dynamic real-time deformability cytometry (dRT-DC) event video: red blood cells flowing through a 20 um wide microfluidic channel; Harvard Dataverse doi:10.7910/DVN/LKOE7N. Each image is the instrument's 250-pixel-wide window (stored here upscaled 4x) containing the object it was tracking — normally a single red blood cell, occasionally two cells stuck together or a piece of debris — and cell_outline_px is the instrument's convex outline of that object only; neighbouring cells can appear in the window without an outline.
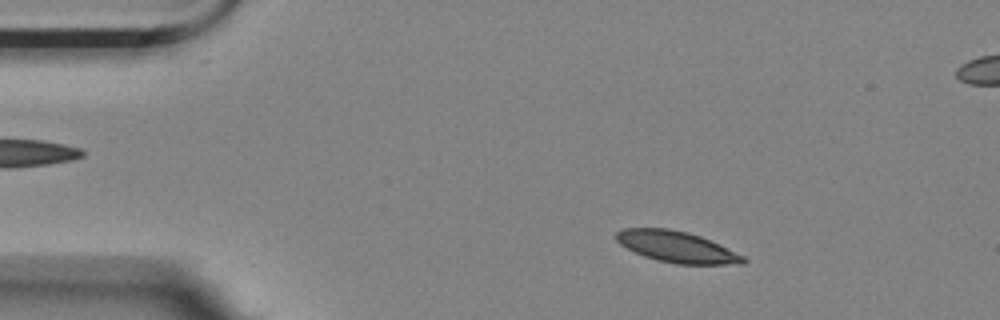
{"species": "Egyptian fruit bat (a non-hibernating species)", "species_latin": "Rousettus aegyptiacus", "temperature_condition": "room temperature", "stored_images_in_passage": 5, "segment_of_instrument_passage": [1, 2], "camera_frame_rate_fps": 3000, "um_per_image_px": 0.085, "animal": {"sex": "female"}, "frame": {"image": 1, "passage_image": 2, "time_ms": 0.333, "image_size_px": [1000, 320], "cell_outline_px": [[748, 260], [744, 264], [676, 264], [656, 260], [644, 256], [620, 244], [616, 240], [616, 232], [624, 228], [668, 228], [688, 232], [700, 236], [720, 244], [744, 256]], "centroid_in_image_um": [57.55, 20.98], "position_along_channel_um": 27.5, "area_um2": 23.06}}